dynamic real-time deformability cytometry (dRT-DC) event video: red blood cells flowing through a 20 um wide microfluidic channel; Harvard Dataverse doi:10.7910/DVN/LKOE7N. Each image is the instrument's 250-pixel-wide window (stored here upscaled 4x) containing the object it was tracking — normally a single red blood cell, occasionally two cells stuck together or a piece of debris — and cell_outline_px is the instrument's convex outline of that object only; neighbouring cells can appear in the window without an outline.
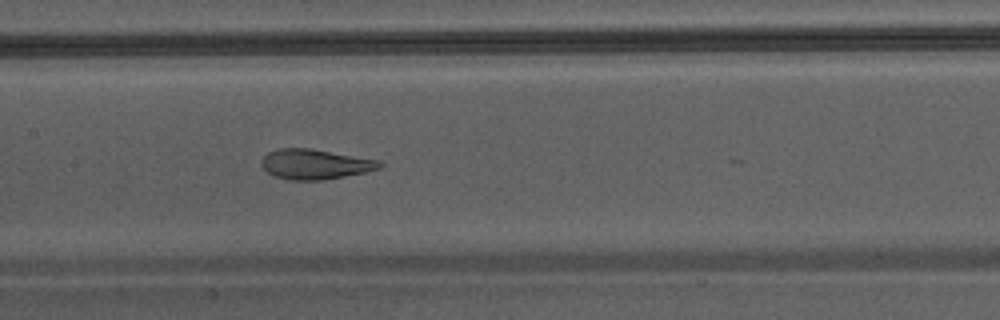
{"species": "Egyptian fruit bat (a non-hibernating species)", "species_latin": "Rousettus aegyptiacus", "temperature_condition": "warm", "stored_images_in_passage": 29, "camera_frame_rate_fps": 3000, "um_per_image_px": 0.085, "animal": {"sex": "male"}, "frame": {"image": 1, "passage_image": 24, "time_ms": 7.667, "image_size_px": [1000, 320], "cell_outline_px": [[384, 164], [380, 168], [364, 172], [324, 180], [292, 180], [272, 176], [260, 164], [260, 160], [268, 152], [280, 148], [312, 148], [380, 160]], "centroid_in_image_um": [26.77, 13.95], "position_along_channel_um": 180.6, "area_um2": 20.81}}
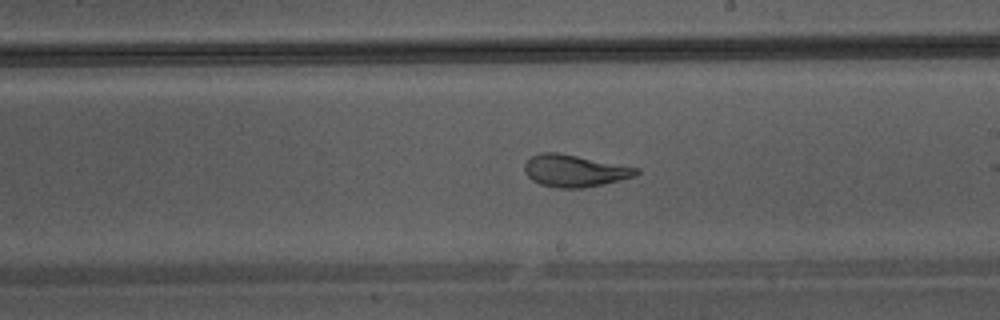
{"frame": {"image": 2, "passage_image": 28, "time_ms": 9.0, "image_size_px": [1000, 320], "cell_outline_px": [[640, 172], [636, 176], [604, 184], [584, 188], [556, 188], [540, 184], [532, 180], [524, 172], [524, 164], [532, 156], [540, 152], [556, 152], [640, 168]], "centroid_in_image_um": [48.84, 14.52], "position_along_channel_um": 240.2, "area_um2": 20.92}}